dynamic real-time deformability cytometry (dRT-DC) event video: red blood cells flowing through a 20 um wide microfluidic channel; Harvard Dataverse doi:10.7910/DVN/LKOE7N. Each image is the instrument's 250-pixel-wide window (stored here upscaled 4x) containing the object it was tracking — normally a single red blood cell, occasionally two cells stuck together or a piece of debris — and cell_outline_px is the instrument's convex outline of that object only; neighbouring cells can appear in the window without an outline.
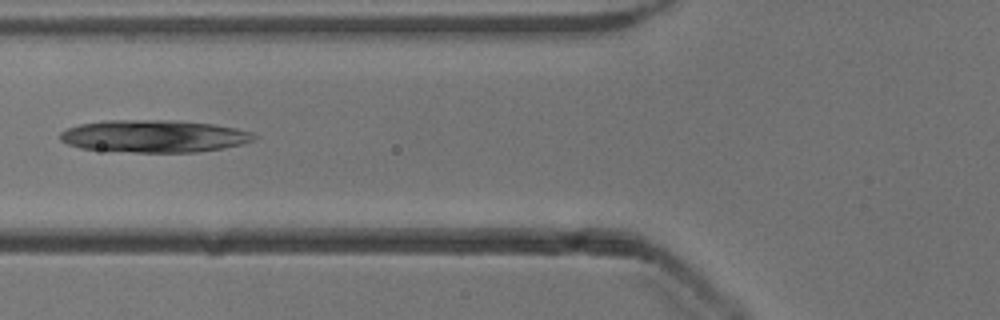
{"species": "common noctule bat (a hibernating species)", "species_latin": "Nyctalus noctula", "temperature_condition": "cold", "stored_images_in_passage": 36, "camera_frame_rate_fps": 3000, "um_per_image_px": 0.085, "animal": {"sex": "male", "body_mass_g": 13.3}, "frame": {"image": 1, "passage_image": 4, "time_ms": 1.0, "image_size_px": [1000, 320], "cell_outline_px": [[256, 140], [224, 148], [196, 152], [132, 152], [80, 148], [68, 144], [60, 140], [60, 132], [68, 128], [80, 124], [104, 120], [172, 120], [212, 124], [236, 128], [252, 132], [256, 136]], "centroid_in_image_um": [13.09, 11.57], "position_along_channel_um": 112.7, "area_um2": 36.59}}
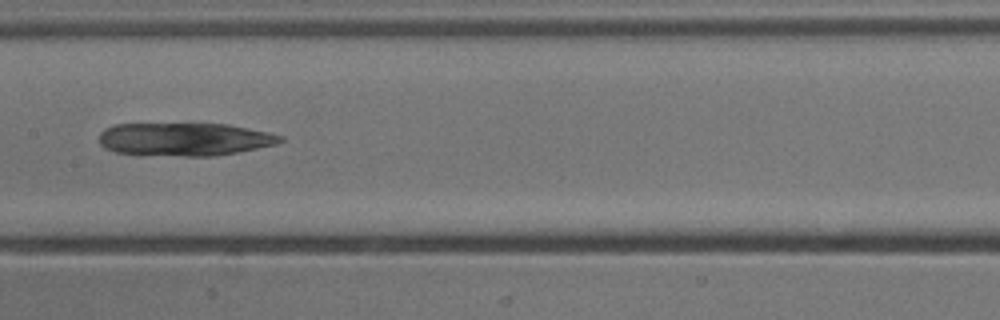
{"frame": {"image": 2, "passage_image": 10, "time_ms": 3.0, "image_size_px": [1000, 320], "cell_outline_px": [[284, 140], [276, 144], [216, 156], [140, 156], [116, 152], [104, 148], [100, 144], [100, 132], [104, 128], [112, 124], [228, 124], [268, 132], [284, 136]], "centroid_in_image_um": [15.62, 11.85], "position_along_channel_um": 191.8, "area_um2": 35.37}}
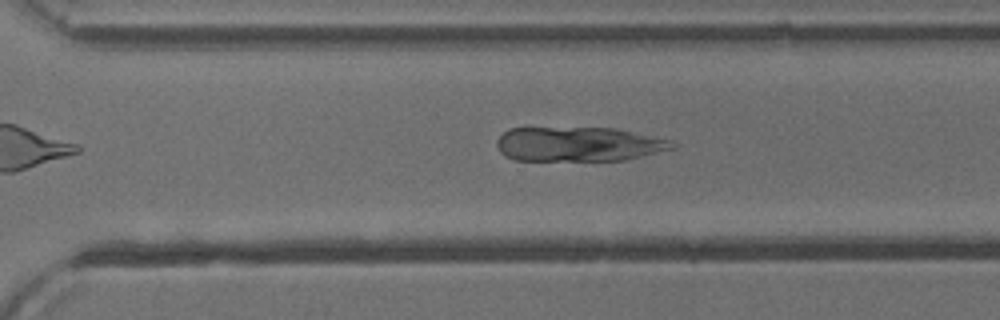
{"frame": {"image": 3, "passage_image": 20, "time_ms": 6.333, "image_size_px": [1000, 320], "cell_outline_px": [[676, 148], [624, 160], [512, 160], [504, 156], [500, 152], [496, 144], [496, 140], [508, 128], [616, 128], [672, 140], [676, 144]], "centroid_in_image_um": [49.18, 12.25], "position_along_channel_um": 321.4, "area_um2": 35.37}}